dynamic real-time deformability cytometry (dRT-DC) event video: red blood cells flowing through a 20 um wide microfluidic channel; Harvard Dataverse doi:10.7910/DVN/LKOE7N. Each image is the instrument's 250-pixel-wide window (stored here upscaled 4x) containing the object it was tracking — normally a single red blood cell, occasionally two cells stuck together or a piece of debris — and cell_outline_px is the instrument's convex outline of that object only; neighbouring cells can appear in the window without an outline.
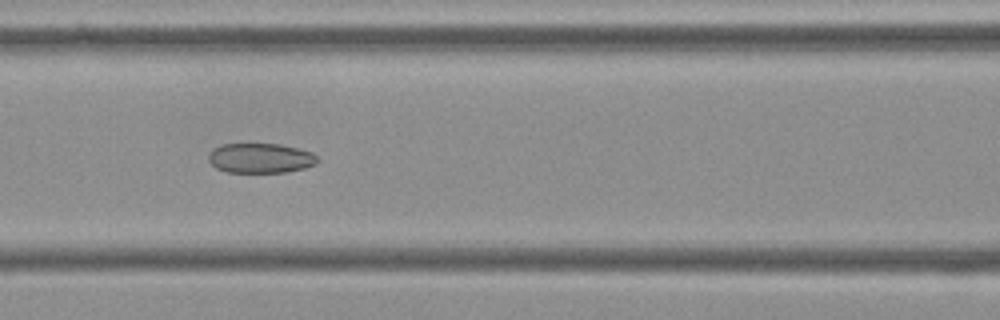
{"species": "Egyptian fruit bat (a non-hibernating species)", "species_latin": "Rousettus aegyptiacus", "temperature_condition": "cold", "stored_images_in_passage": 10, "camera_frame_rate_fps": 3000, "um_per_image_px": 0.085, "frame": {"image": 1, "passage_image": 7, "time_ms": 2.0, "image_size_px": [1000, 320], "cell_outline_px": [[320, 160], [316, 164], [304, 168], [284, 172], [228, 172], [216, 168], [208, 160], [208, 156], [212, 148], [220, 144], [280, 144], [312, 152]], "centroid_in_image_um": [22.13, 13.43], "position_along_channel_um": 144.5, "area_um2": 18.96}}
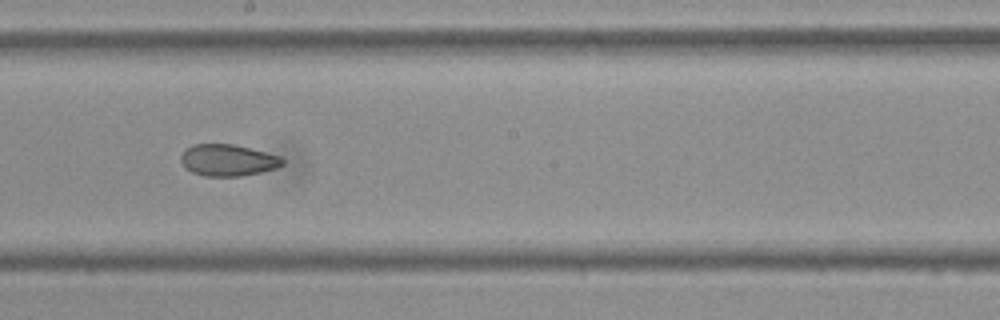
{"frame": {"image": 2, "passage_image": 9, "time_ms": 2.667, "image_size_px": [1000, 320], "cell_outline_px": [[284, 164], [276, 168], [260, 172], [240, 176], [204, 176], [192, 172], [184, 168], [180, 160], [180, 156], [184, 148], [192, 144], [232, 144], [280, 156], [284, 160]], "centroid_in_image_um": [19.31, 13.61], "position_along_channel_um": 228.9, "area_um2": 18.79}}
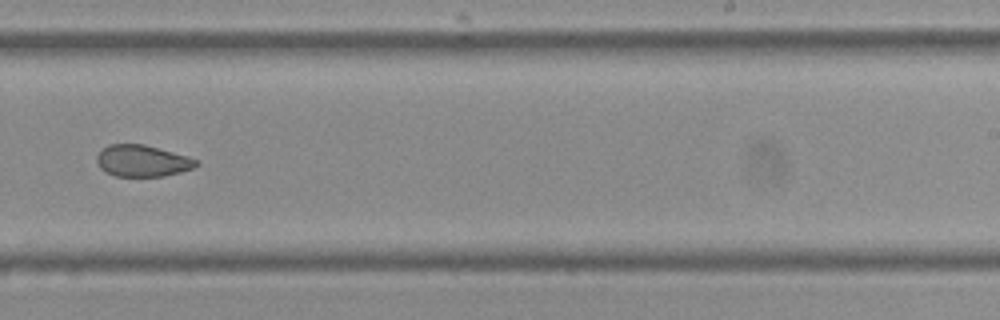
{"frame": {"image": 3, "passage_image": 10, "time_ms": 3.0, "image_size_px": [1000, 320], "cell_outline_px": [[200, 164], [196, 168], [164, 176], [116, 176], [100, 168], [96, 160], [96, 156], [108, 144], [144, 144], [188, 156], [200, 160]], "centroid_in_image_um": [12.16, 13.67], "position_along_channel_um": 276.8, "area_um2": 18.38}}